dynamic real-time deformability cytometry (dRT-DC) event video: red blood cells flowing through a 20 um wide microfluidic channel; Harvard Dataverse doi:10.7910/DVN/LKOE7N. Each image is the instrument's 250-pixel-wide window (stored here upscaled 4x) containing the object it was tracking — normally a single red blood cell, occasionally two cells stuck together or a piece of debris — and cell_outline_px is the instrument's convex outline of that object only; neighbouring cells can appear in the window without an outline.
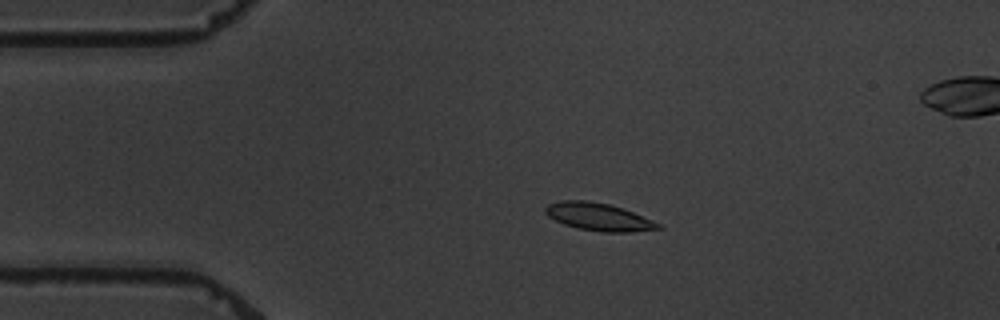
{"species": "common noctule bat (a hibernating species)", "species_latin": "Nyctalus noctula", "temperature_condition": "warm", "stored_images_in_passage": 6, "camera_frame_rate_fps": 3000, "um_per_image_px": 0.085, "animal": {"sex": "male", "body_mass_g": 19.5, "forearm_length_mm": 54.6}, "frame": {"image": 1, "passage_image": 4, "time_ms": 3.667, "image_size_px": [1000, 320], "cell_outline_px": [[664, 228], [632, 232], [600, 232], [576, 228], [564, 224], [548, 216], [544, 212], [544, 208], [548, 204], [560, 200], [588, 200], [608, 204], [624, 208], [652, 220], [660, 224]], "centroid_in_image_um": [50.87, 18.43], "position_along_channel_um": 34.1, "area_um2": 18.32}}